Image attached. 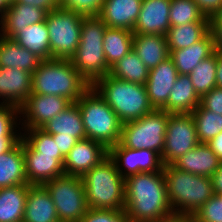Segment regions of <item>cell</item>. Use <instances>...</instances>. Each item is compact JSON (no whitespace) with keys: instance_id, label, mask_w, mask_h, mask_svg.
<instances>
[{"instance_id":"cell-35","label":"cell","mask_w":222,"mask_h":222,"mask_svg":"<svg viewBox=\"0 0 222 222\" xmlns=\"http://www.w3.org/2000/svg\"><path fill=\"white\" fill-rule=\"evenodd\" d=\"M199 143H208L222 132V115L199 105L192 113Z\"/></svg>"},{"instance_id":"cell-36","label":"cell","mask_w":222,"mask_h":222,"mask_svg":"<svg viewBox=\"0 0 222 222\" xmlns=\"http://www.w3.org/2000/svg\"><path fill=\"white\" fill-rule=\"evenodd\" d=\"M169 21L173 27L210 19L205 17L193 0H171Z\"/></svg>"},{"instance_id":"cell-14","label":"cell","mask_w":222,"mask_h":222,"mask_svg":"<svg viewBox=\"0 0 222 222\" xmlns=\"http://www.w3.org/2000/svg\"><path fill=\"white\" fill-rule=\"evenodd\" d=\"M108 156V149L100 142L85 138L79 140L65 157L66 175L82 177Z\"/></svg>"},{"instance_id":"cell-38","label":"cell","mask_w":222,"mask_h":222,"mask_svg":"<svg viewBox=\"0 0 222 222\" xmlns=\"http://www.w3.org/2000/svg\"><path fill=\"white\" fill-rule=\"evenodd\" d=\"M19 115V107L9 104H0V138H21L22 132L19 133V131L16 130L17 125L21 124L19 118L22 116ZM17 118L20 120L19 122H17Z\"/></svg>"},{"instance_id":"cell-8","label":"cell","mask_w":222,"mask_h":222,"mask_svg":"<svg viewBox=\"0 0 222 222\" xmlns=\"http://www.w3.org/2000/svg\"><path fill=\"white\" fill-rule=\"evenodd\" d=\"M169 115L164 110L154 109L137 120L122 124L119 143L130 149H149L162 156Z\"/></svg>"},{"instance_id":"cell-12","label":"cell","mask_w":222,"mask_h":222,"mask_svg":"<svg viewBox=\"0 0 222 222\" xmlns=\"http://www.w3.org/2000/svg\"><path fill=\"white\" fill-rule=\"evenodd\" d=\"M108 156L124 179L138 173L160 172L164 168L161 155L149 149H130L117 143L108 149Z\"/></svg>"},{"instance_id":"cell-48","label":"cell","mask_w":222,"mask_h":222,"mask_svg":"<svg viewBox=\"0 0 222 222\" xmlns=\"http://www.w3.org/2000/svg\"><path fill=\"white\" fill-rule=\"evenodd\" d=\"M207 144L217 155V157L222 161V132L216 135Z\"/></svg>"},{"instance_id":"cell-37","label":"cell","mask_w":222,"mask_h":222,"mask_svg":"<svg viewBox=\"0 0 222 222\" xmlns=\"http://www.w3.org/2000/svg\"><path fill=\"white\" fill-rule=\"evenodd\" d=\"M24 131L22 137L39 152L40 155L53 156L64 164L65 156L58 149V145L54 142L52 134L45 132L41 128L24 129Z\"/></svg>"},{"instance_id":"cell-47","label":"cell","mask_w":222,"mask_h":222,"mask_svg":"<svg viewBox=\"0 0 222 222\" xmlns=\"http://www.w3.org/2000/svg\"><path fill=\"white\" fill-rule=\"evenodd\" d=\"M214 195L222 194V162L219 168L210 177Z\"/></svg>"},{"instance_id":"cell-42","label":"cell","mask_w":222,"mask_h":222,"mask_svg":"<svg viewBox=\"0 0 222 222\" xmlns=\"http://www.w3.org/2000/svg\"><path fill=\"white\" fill-rule=\"evenodd\" d=\"M200 105L216 114L222 115V89L213 88L200 98Z\"/></svg>"},{"instance_id":"cell-53","label":"cell","mask_w":222,"mask_h":222,"mask_svg":"<svg viewBox=\"0 0 222 222\" xmlns=\"http://www.w3.org/2000/svg\"><path fill=\"white\" fill-rule=\"evenodd\" d=\"M7 3L4 0H0V14L2 15L3 10L6 8Z\"/></svg>"},{"instance_id":"cell-39","label":"cell","mask_w":222,"mask_h":222,"mask_svg":"<svg viewBox=\"0 0 222 222\" xmlns=\"http://www.w3.org/2000/svg\"><path fill=\"white\" fill-rule=\"evenodd\" d=\"M191 218L193 222H222V197L213 195Z\"/></svg>"},{"instance_id":"cell-21","label":"cell","mask_w":222,"mask_h":222,"mask_svg":"<svg viewBox=\"0 0 222 222\" xmlns=\"http://www.w3.org/2000/svg\"><path fill=\"white\" fill-rule=\"evenodd\" d=\"M221 162L207 143H199L194 149L183 154L172 165L181 171L211 177L219 168Z\"/></svg>"},{"instance_id":"cell-28","label":"cell","mask_w":222,"mask_h":222,"mask_svg":"<svg viewBox=\"0 0 222 222\" xmlns=\"http://www.w3.org/2000/svg\"><path fill=\"white\" fill-rule=\"evenodd\" d=\"M49 134L73 136L78 140L86 138V133L77 102H72L65 110L57 114L41 127Z\"/></svg>"},{"instance_id":"cell-17","label":"cell","mask_w":222,"mask_h":222,"mask_svg":"<svg viewBox=\"0 0 222 222\" xmlns=\"http://www.w3.org/2000/svg\"><path fill=\"white\" fill-rule=\"evenodd\" d=\"M47 11L39 7L10 2L0 15V35L12 39L19 31L46 20ZM2 32V33H1Z\"/></svg>"},{"instance_id":"cell-49","label":"cell","mask_w":222,"mask_h":222,"mask_svg":"<svg viewBox=\"0 0 222 222\" xmlns=\"http://www.w3.org/2000/svg\"><path fill=\"white\" fill-rule=\"evenodd\" d=\"M20 138H0V154L9 151Z\"/></svg>"},{"instance_id":"cell-20","label":"cell","mask_w":222,"mask_h":222,"mask_svg":"<svg viewBox=\"0 0 222 222\" xmlns=\"http://www.w3.org/2000/svg\"><path fill=\"white\" fill-rule=\"evenodd\" d=\"M142 0H104L98 17L107 27L133 31Z\"/></svg>"},{"instance_id":"cell-26","label":"cell","mask_w":222,"mask_h":222,"mask_svg":"<svg viewBox=\"0 0 222 222\" xmlns=\"http://www.w3.org/2000/svg\"><path fill=\"white\" fill-rule=\"evenodd\" d=\"M42 60L13 39L0 35V68H18L33 73Z\"/></svg>"},{"instance_id":"cell-30","label":"cell","mask_w":222,"mask_h":222,"mask_svg":"<svg viewBox=\"0 0 222 222\" xmlns=\"http://www.w3.org/2000/svg\"><path fill=\"white\" fill-rule=\"evenodd\" d=\"M12 39L41 60L50 59L49 31L46 21L26 26Z\"/></svg>"},{"instance_id":"cell-13","label":"cell","mask_w":222,"mask_h":222,"mask_svg":"<svg viewBox=\"0 0 222 222\" xmlns=\"http://www.w3.org/2000/svg\"><path fill=\"white\" fill-rule=\"evenodd\" d=\"M72 102L57 95L31 94L20 107L21 129L41 128Z\"/></svg>"},{"instance_id":"cell-3","label":"cell","mask_w":222,"mask_h":222,"mask_svg":"<svg viewBox=\"0 0 222 222\" xmlns=\"http://www.w3.org/2000/svg\"><path fill=\"white\" fill-rule=\"evenodd\" d=\"M167 196L175 215L191 217L214 195L210 177L181 171L164 165Z\"/></svg>"},{"instance_id":"cell-51","label":"cell","mask_w":222,"mask_h":222,"mask_svg":"<svg viewBox=\"0 0 222 222\" xmlns=\"http://www.w3.org/2000/svg\"><path fill=\"white\" fill-rule=\"evenodd\" d=\"M157 222H193L192 218L184 215H172L169 218Z\"/></svg>"},{"instance_id":"cell-29","label":"cell","mask_w":222,"mask_h":222,"mask_svg":"<svg viewBox=\"0 0 222 222\" xmlns=\"http://www.w3.org/2000/svg\"><path fill=\"white\" fill-rule=\"evenodd\" d=\"M30 184L0 189V222H22Z\"/></svg>"},{"instance_id":"cell-18","label":"cell","mask_w":222,"mask_h":222,"mask_svg":"<svg viewBox=\"0 0 222 222\" xmlns=\"http://www.w3.org/2000/svg\"><path fill=\"white\" fill-rule=\"evenodd\" d=\"M171 0H142L134 34L166 35L170 26Z\"/></svg>"},{"instance_id":"cell-23","label":"cell","mask_w":222,"mask_h":222,"mask_svg":"<svg viewBox=\"0 0 222 222\" xmlns=\"http://www.w3.org/2000/svg\"><path fill=\"white\" fill-rule=\"evenodd\" d=\"M214 52V38L212 32L209 31L195 44L187 48L173 50L170 57L173 59L178 74L189 75L202 60L208 58Z\"/></svg>"},{"instance_id":"cell-2","label":"cell","mask_w":222,"mask_h":222,"mask_svg":"<svg viewBox=\"0 0 222 222\" xmlns=\"http://www.w3.org/2000/svg\"><path fill=\"white\" fill-rule=\"evenodd\" d=\"M90 87L70 59L42 60L32 73L31 94L57 95L76 102Z\"/></svg>"},{"instance_id":"cell-50","label":"cell","mask_w":222,"mask_h":222,"mask_svg":"<svg viewBox=\"0 0 222 222\" xmlns=\"http://www.w3.org/2000/svg\"><path fill=\"white\" fill-rule=\"evenodd\" d=\"M216 87L222 89V52H217Z\"/></svg>"},{"instance_id":"cell-15","label":"cell","mask_w":222,"mask_h":222,"mask_svg":"<svg viewBox=\"0 0 222 222\" xmlns=\"http://www.w3.org/2000/svg\"><path fill=\"white\" fill-rule=\"evenodd\" d=\"M178 75L171 57H168L158 66L149 70L145 87L153 109L162 110L166 106Z\"/></svg>"},{"instance_id":"cell-46","label":"cell","mask_w":222,"mask_h":222,"mask_svg":"<svg viewBox=\"0 0 222 222\" xmlns=\"http://www.w3.org/2000/svg\"><path fill=\"white\" fill-rule=\"evenodd\" d=\"M210 31L213 34L215 51L222 52V24H210Z\"/></svg>"},{"instance_id":"cell-40","label":"cell","mask_w":222,"mask_h":222,"mask_svg":"<svg viewBox=\"0 0 222 222\" xmlns=\"http://www.w3.org/2000/svg\"><path fill=\"white\" fill-rule=\"evenodd\" d=\"M104 0H60L59 7L78 12L84 17L98 16Z\"/></svg>"},{"instance_id":"cell-54","label":"cell","mask_w":222,"mask_h":222,"mask_svg":"<svg viewBox=\"0 0 222 222\" xmlns=\"http://www.w3.org/2000/svg\"><path fill=\"white\" fill-rule=\"evenodd\" d=\"M6 3H10V2H12V1H14V0H4Z\"/></svg>"},{"instance_id":"cell-5","label":"cell","mask_w":222,"mask_h":222,"mask_svg":"<svg viewBox=\"0 0 222 222\" xmlns=\"http://www.w3.org/2000/svg\"><path fill=\"white\" fill-rule=\"evenodd\" d=\"M87 205L91 209L119 210L125 208V179L107 156L82 177Z\"/></svg>"},{"instance_id":"cell-41","label":"cell","mask_w":222,"mask_h":222,"mask_svg":"<svg viewBox=\"0 0 222 222\" xmlns=\"http://www.w3.org/2000/svg\"><path fill=\"white\" fill-rule=\"evenodd\" d=\"M80 222H130L124 210H103L89 208Z\"/></svg>"},{"instance_id":"cell-32","label":"cell","mask_w":222,"mask_h":222,"mask_svg":"<svg viewBox=\"0 0 222 222\" xmlns=\"http://www.w3.org/2000/svg\"><path fill=\"white\" fill-rule=\"evenodd\" d=\"M133 31L107 27L103 36V49L107 65L111 67L133 50Z\"/></svg>"},{"instance_id":"cell-24","label":"cell","mask_w":222,"mask_h":222,"mask_svg":"<svg viewBox=\"0 0 222 222\" xmlns=\"http://www.w3.org/2000/svg\"><path fill=\"white\" fill-rule=\"evenodd\" d=\"M133 51L149 70L170 57L165 35L134 34Z\"/></svg>"},{"instance_id":"cell-6","label":"cell","mask_w":222,"mask_h":222,"mask_svg":"<svg viewBox=\"0 0 222 222\" xmlns=\"http://www.w3.org/2000/svg\"><path fill=\"white\" fill-rule=\"evenodd\" d=\"M106 28L98 16L84 17L79 45L70 58L73 66L91 86L110 71L103 49Z\"/></svg>"},{"instance_id":"cell-25","label":"cell","mask_w":222,"mask_h":222,"mask_svg":"<svg viewBox=\"0 0 222 222\" xmlns=\"http://www.w3.org/2000/svg\"><path fill=\"white\" fill-rule=\"evenodd\" d=\"M27 183L21 136L9 151L0 154V189Z\"/></svg>"},{"instance_id":"cell-45","label":"cell","mask_w":222,"mask_h":222,"mask_svg":"<svg viewBox=\"0 0 222 222\" xmlns=\"http://www.w3.org/2000/svg\"><path fill=\"white\" fill-rule=\"evenodd\" d=\"M60 0H14L15 3L29 4L30 6L39 7L41 9L50 12L56 10L59 7Z\"/></svg>"},{"instance_id":"cell-22","label":"cell","mask_w":222,"mask_h":222,"mask_svg":"<svg viewBox=\"0 0 222 222\" xmlns=\"http://www.w3.org/2000/svg\"><path fill=\"white\" fill-rule=\"evenodd\" d=\"M22 222H59L54 202L43 185L29 187Z\"/></svg>"},{"instance_id":"cell-10","label":"cell","mask_w":222,"mask_h":222,"mask_svg":"<svg viewBox=\"0 0 222 222\" xmlns=\"http://www.w3.org/2000/svg\"><path fill=\"white\" fill-rule=\"evenodd\" d=\"M43 186L54 202L59 221H81L89 209L81 177L63 174Z\"/></svg>"},{"instance_id":"cell-9","label":"cell","mask_w":222,"mask_h":222,"mask_svg":"<svg viewBox=\"0 0 222 222\" xmlns=\"http://www.w3.org/2000/svg\"><path fill=\"white\" fill-rule=\"evenodd\" d=\"M78 12L58 8L47 13L50 59H70L80 42L82 20Z\"/></svg>"},{"instance_id":"cell-4","label":"cell","mask_w":222,"mask_h":222,"mask_svg":"<svg viewBox=\"0 0 222 222\" xmlns=\"http://www.w3.org/2000/svg\"><path fill=\"white\" fill-rule=\"evenodd\" d=\"M92 87L112 108L122 124L137 120L154 110L143 84L120 80L107 74Z\"/></svg>"},{"instance_id":"cell-27","label":"cell","mask_w":222,"mask_h":222,"mask_svg":"<svg viewBox=\"0 0 222 222\" xmlns=\"http://www.w3.org/2000/svg\"><path fill=\"white\" fill-rule=\"evenodd\" d=\"M199 105L200 97L195 92L189 75L179 74L162 110L169 114L192 113Z\"/></svg>"},{"instance_id":"cell-31","label":"cell","mask_w":222,"mask_h":222,"mask_svg":"<svg viewBox=\"0 0 222 222\" xmlns=\"http://www.w3.org/2000/svg\"><path fill=\"white\" fill-rule=\"evenodd\" d=\"M210 31V21L191 22L170 27L166 41L171 53L173 50L187 48L201 40Z\"/></svg>"},{"instance_id":"cell-7","label":"cell","mask_w":222,"mask_h":222,"mask_svg":"<svg viewBox=\"0 0 222 222\" xmlns=\"http://www.w3.org/2000/svg\"><path fill=\"white\" fill-rule=\"evenodd\" d=\"M76 102L86 138L102 143L107 149L119 143L122 123L92 86Z\"/></svg>"},{"instance_id":"cell-16","label":"cell","mask_w":222,"mask_h":222,"mask_svg":"<svg viewBox=\"0 0 222 222\" xmlns=\"http://www.w3.org/2000/svg\"><path fill=\"white\" fill-rule=\"evenodd\" d=\"M25 173L30 185H43L64 173L63 164L53 156L40 155L23 137Z\"/></svg>"},{"instance_id":"cell-33","label":"cell","mask_w":222,"mask_h":222,"mask_svg":"<svg viewBox=\"0 0 222 222\" xmlns=\"http://www.w3.org/2000/svg\"><path fill=\"white\" fill-rule=\"evenodd\" d=\"M109 75L120 80L145 85L149 69L136 53L131 50L110 67Z\"/></svg>"},{"instance_id":"cell-1","label":"cell","mask_w":222,"mask_h":222,"mask_svg":"<svg viewBox=\"0 0 222 222\" xmlns=\"http://www.w3.org/2000/svg\"><path fill=\"white\" fill-rule=\"evenodd\" d=\"M124 211L130 222H157L175 215L163 171L138 173L125 179Z\"/></svg>"},{"instance_id":"cell-19","label":"cell","mask_w":222,"mask_h":222,"mask_svg":"<svg viewBox=\"0 0 222 222\" xmlns=\"http://www.w3.org/2000/svg\"><path fill=\"white\" fill-rule=\"evenodd\" d=\"M32 92V73L22 69L0 68L2 104L21 107Z\"/></svg>"},{"instance_id":"cell-52","label":"cell","mask_w":222,"mask_h":222,"mask_svg":"<svg viewBox=\"0 0 222 222\" xmlns=\"http://www.w3.org/2000/svg\"><path fill=\"white\" fill-rule=\"evenodd\" d=\"M210 24H222V7L212 16Z\"/></svg>"},{"instance_id":"cell-34","label":"cell","mask_w":222,"mask_h":222,"mask_svg":"<svg viewBox=\"0 0 222 222\" xmlns=\"http://www.w3.org/2000/svg\"><path fill=\"white\" fill-rule=\"evenodd\" d=\"M217 51L202 60L189 74L195 92L201 98L216 87Z\"/></svg>"},{"instance_id":"cell-44","label":"cell","mask_w":222,"mask_h":222,"mask_svg":"<svg viewBox=\"0 0 222 222\" xmlns=\"http://www.w3.org/2000/svg\"><path fill=\"white\" fill-rule=\"evenodd\" d=\"M54 142L58 145L60 152L66 157L69 151L79 141L73 136H59V134H52Z\"/></svg>"},{"instance_id":"cell-11","label":"cell","mask_w":222,"mask_h":222,"mask_svg":"<svg viewBox=\"0 0 222 222\" xmlns=\"http://www.w3.org/2000/svg\"><path fill=\"white\" fill-rule=\"evenodd\" d=\"M199 144L195 122L191 113L170 114L162 151L164 165H172L183 154Z\"/></svg>"},{"instance_id":"cell-43","label":"cell","mask_w":222,"mask_h":222,"mask_svg":"<svg viewBox=\"0 0 222 222\" xmlns=\"http://www.w3.org/2000/svg\"><path fill=\"white\" fill-rule=\"evenodd\" d=\"M205 17L212 16L222 7V0H193Z\"/></svg>"}]
</instances>
